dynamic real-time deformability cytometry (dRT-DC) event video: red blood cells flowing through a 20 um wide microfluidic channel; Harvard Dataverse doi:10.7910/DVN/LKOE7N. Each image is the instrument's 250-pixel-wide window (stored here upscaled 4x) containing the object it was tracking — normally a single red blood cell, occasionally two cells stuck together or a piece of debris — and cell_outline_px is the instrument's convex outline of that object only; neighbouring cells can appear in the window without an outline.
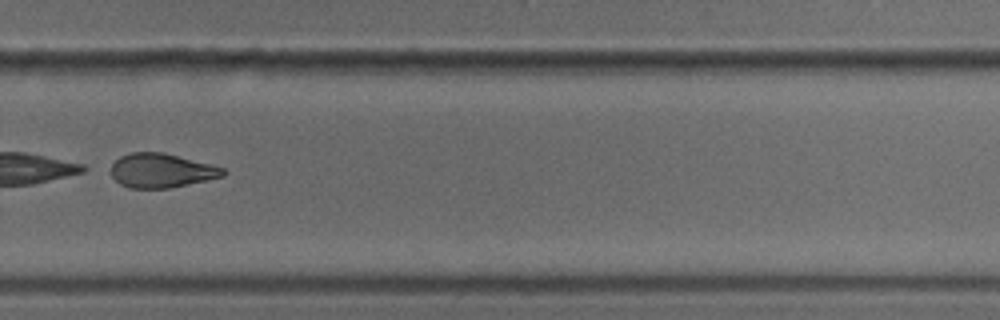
{"species": "common noctule bat (a hibernating species)", "species_latin": "Nyctalus noctula", "temperature_condition": "cold", "stored_images_in_passage": 49, "camera_frame_rate_fps": 3000, "um_per_image_px": 0.085, "animal": {"sex": "male", "body_mass_g": 18.8}, "frame": {"image": 1, "passage_image": 35, "time_ms": 11.333, "image_size_px": [1000, 320], "cell_outline_px": [[228, 172], [224, 176], [208, 180], [168, 188], [128, 188], [120, 184], [112, 176], [112, 164], [120, 156], [132, 152], [160, 152], [224, 168]], "centroid_in_image_um": [13.71, 14.51], "position_along_channel_um": 316.1, "area_um2": 22.02}}